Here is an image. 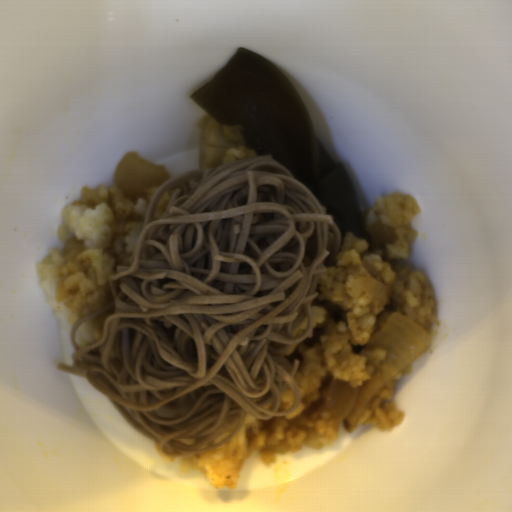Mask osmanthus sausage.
<instances>
[{
  "mask_svg": "<svg viewBox=\"0 0 512 512\" xmlns=\"http://www.w3.org/2000/svg\"><path fill=\"white\" fill-rule=\"evenodd\" d=\"M197 124L201 133L199 169H215L223 165L229 149L247 146L240 126L221 125L209 113Z\"/></svg>",
  "mask_w": 512,
  "mask_h": 512,
  "instance_id": "osmanthus-sausage-1",
  "label": "osmanthus sausage"
}]
</instances>
